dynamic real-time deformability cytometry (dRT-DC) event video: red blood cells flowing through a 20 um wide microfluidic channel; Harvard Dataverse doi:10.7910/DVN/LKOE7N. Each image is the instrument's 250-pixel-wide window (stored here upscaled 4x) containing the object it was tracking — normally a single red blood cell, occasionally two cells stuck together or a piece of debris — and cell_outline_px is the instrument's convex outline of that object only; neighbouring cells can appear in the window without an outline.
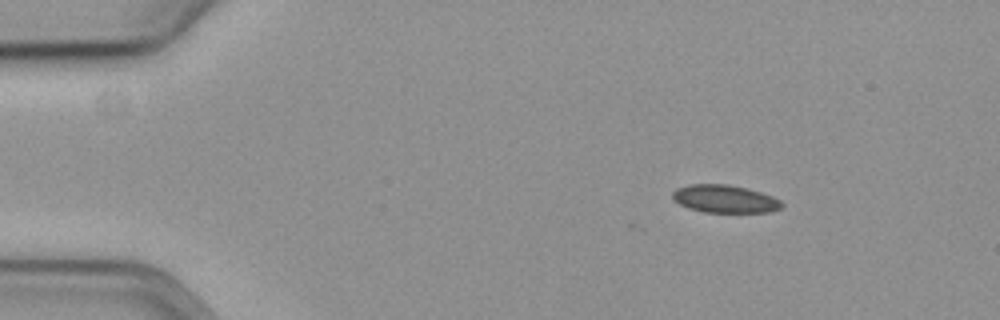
{"species": "common noctule bat (a hibernating species)", "species_latin": "Nyctalus noctula", "temperature_condition": "cold", "stored_images_in_passage": 5, "camera_frame_rate_fps": 3000, "um_per_image_px": 0.085, "animal": {"sex": "female", "body_mass_g": 19.3, "forearm_length_mm": 54.1}, "frame": {"image": 1, "passage_image": 1, "time_ms": 0.0, "image_size_px": [1000, 320], "cell_outline_px": [[784, 204], [780, 208], [768, 212], [704, 212], [688, 208], [672, 200], [672, 192], [676, 188], [688, 184], [728, 184], [748, 188], [772, 196], [780, 200]], "centroid_in_image_um": [61.57, 16.89], "position_along_channel_um": 23.4, "area_um2": 17.8}}